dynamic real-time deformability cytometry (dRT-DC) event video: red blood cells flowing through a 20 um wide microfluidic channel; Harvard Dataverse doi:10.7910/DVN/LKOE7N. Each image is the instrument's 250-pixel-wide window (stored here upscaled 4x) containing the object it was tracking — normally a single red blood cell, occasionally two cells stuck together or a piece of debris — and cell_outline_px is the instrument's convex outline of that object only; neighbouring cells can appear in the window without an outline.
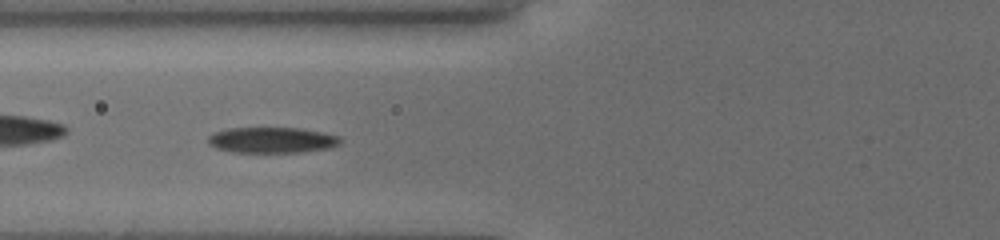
{"species": "common noctule bat (a hibernating species)", "species_latin": "Nyctalus noctula", "temperature_condition": "cold", "stored_images_in_passage": 45, "camera_frame_rate_fps": 3000, "um_per_image_px": 0.085, "animal": {"sex": "female", "body_mass_g": 19.5, "forearm_length_mm": 54.1}, "frame": {"image": 1, "passage_image": 7, "time_ms": 1.667, "image_size_px": [1000, 240], "cell_outline_px": [[340, 144], [332, 148], [304, 152], [232, 152], [216, 148], [208, 144], [208, 136], [216, 132], [232, 128], [300, 128], [324, 132], [340, 136]], "centroid_in_image_um": [23.17, 11.91], "position_along_channel_um": 102.6, "area_um2": 19.94}}
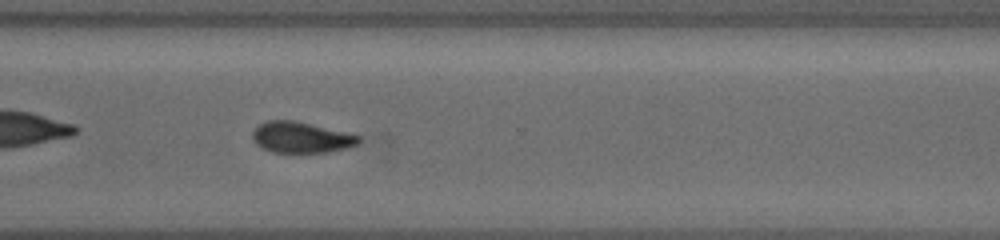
{"frame": {"image": 2, "passage_image": 33, "time_ms": 8.0, "image_size_px": [1000, 240], "cell_outline_px": [[360, 140], [356, 144], [348, 148], [328, 152], [272, 152], [256, 144], [252, 136], [252, 132], [260, 124], [268, 120], [292, 120], [360, 136]], "centroid_in_image_um": [25.57, 11.69], "position_along_channel_um": 345.0, "area_um2": 18.73}}
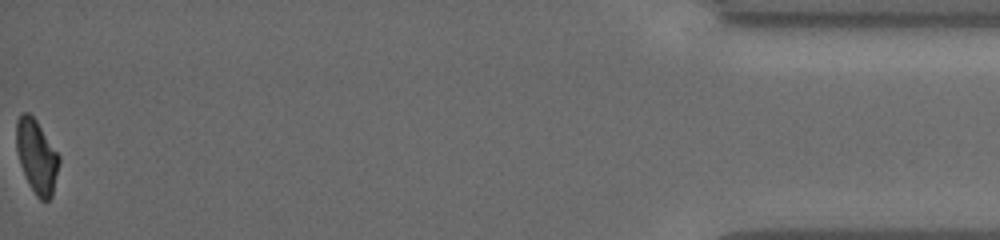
{"frame": {"image": 3, "passage_image": 45, "time_ms": 12.333, "image_size_px": [1000, 240], "cell_outline_px": [[60, 164], [52, 196], [48, 200], [40, 200], [36, 196], [28, 184], [20, 164], [16, 148], [16, 120], [24, 112], [28, 112], [36, 120], [60, 156]], "centroid_in_image_um": [3.12, 13.32], "position_along_channel_um": 432.1, "area_um2": 18.38}, "authors_computed_cell_mechanics": {"area_um2": 20.1722, "velocity_mm_per_s": 3.8227, "shape_relaxation_time_tau1_ms": 2.5167, "shape_relaxation_time_tau2_ms": 4.3827, "deformation_change_tau1": 0.1205, "deformation_change_tau2": 0.0895}}